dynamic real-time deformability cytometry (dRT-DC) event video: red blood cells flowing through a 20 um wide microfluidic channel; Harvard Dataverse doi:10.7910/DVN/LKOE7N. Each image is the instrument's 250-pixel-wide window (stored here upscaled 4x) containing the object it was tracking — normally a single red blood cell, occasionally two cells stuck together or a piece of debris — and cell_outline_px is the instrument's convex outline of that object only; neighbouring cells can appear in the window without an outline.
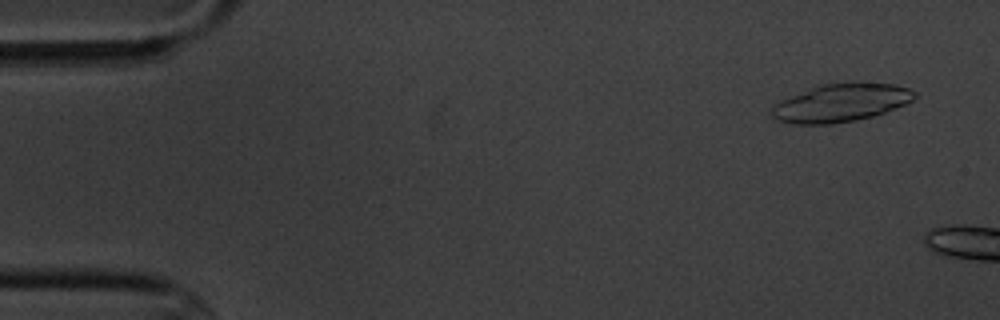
{"species": "common noctule bat (a hibernating species)", "species_latin": "Nyctalus noctula", "temperature_condition": "cold", "stored_images_in_passage": 4, "camera_frame_rate_fps": 3000, "um_per_image_px": 0.085, "animal": {"sex": "male", "body_mass_g": 20.1, "forearm_length_mm": 53.5}, "frame": {"image": 1, "passage_image": 2, "time_ms": 1.0, "image_size_px": [1000, 320], "cell_outline_px": [[916, 96], [912, 100], [904, 104], [884, 112], [872, 116], [856, 120], [832, 124], [796, 124], [776, 120], [772, 116], [772, 108], [780, 100], [820, 84], [856, 80], [892, 84], [908, 88], [916, 92]], "centroid_in_image_um": [71.48, 8.71], "position_along_channel_um": 13.5, "area_um2": 31.91}}